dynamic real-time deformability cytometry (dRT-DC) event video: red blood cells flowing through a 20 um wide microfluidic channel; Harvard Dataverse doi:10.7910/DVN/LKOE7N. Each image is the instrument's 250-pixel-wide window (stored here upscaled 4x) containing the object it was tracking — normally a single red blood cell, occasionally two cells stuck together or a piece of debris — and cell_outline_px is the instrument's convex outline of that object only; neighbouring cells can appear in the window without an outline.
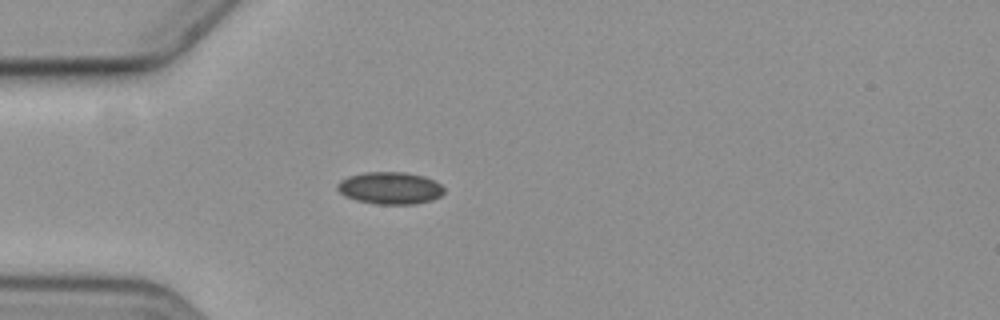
{"species": "common noctule bat (a hibernating species)", "species_latin": "Nyctalus noctula", "temperature_condition": "cold", "stored_images_in_passage": 2, "camera_frame_rate_fps": 3000, "um_per_image_px": 0.085, "animal": {"sex": "female", "body_mass_g": 19.3, "forearm_length_mm": 54.1}, "frame": {"image": 1, "passage_image": 1, "time_ms": 0.0, "image_size_px": [1000, 320], "cell_outline_px": [[444, 192], [440, 196], [432, 200], [416, 204], [376, 204], [356, 200], [344, 196], [336, 188], [336, 184], [340, 180], [348, 176], [364, 172], [404, 172], [424, 176], [440, 184], [444, 188]], "centroid_in_image_um": [33.13, 15.98], "position_along_channel_um": 51.9, "area_um2": 20.11}}